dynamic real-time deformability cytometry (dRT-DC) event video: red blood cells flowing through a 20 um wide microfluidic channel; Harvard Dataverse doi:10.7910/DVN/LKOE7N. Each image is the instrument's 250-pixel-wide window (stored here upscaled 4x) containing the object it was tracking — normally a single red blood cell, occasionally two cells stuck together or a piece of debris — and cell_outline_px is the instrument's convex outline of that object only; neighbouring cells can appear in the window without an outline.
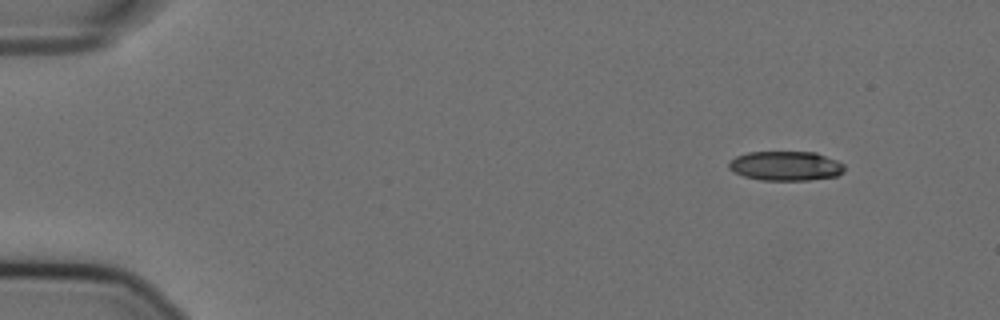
{"species": "Egyptian fruit bat (a non-hibernating species)", "species_latin": "Rousettus aegyptiacus", "temperature_condition": "cold", "stored_images_in_passage": 52, "camera_frame_rate_fps": 3000, "um_per_image_px": 0.085, "animal": {"sex": "female"}, "frame": {"image": 1, "passage_image": 1, "time_ms": 0.0, "image_size_px": [1000, 320], "cell_outline_px": [[844, 172], [836, 176], [808, 180], [760, 180], [744, 176], [728, 168], [728, 160], [736, 156], [748, 152], [816, 152], [836, 160], [844, 164]], "centroid_in_image_um": [66.77, 14.1], "position_along_channel_um": 18.2, "area_um2": 19.88}}
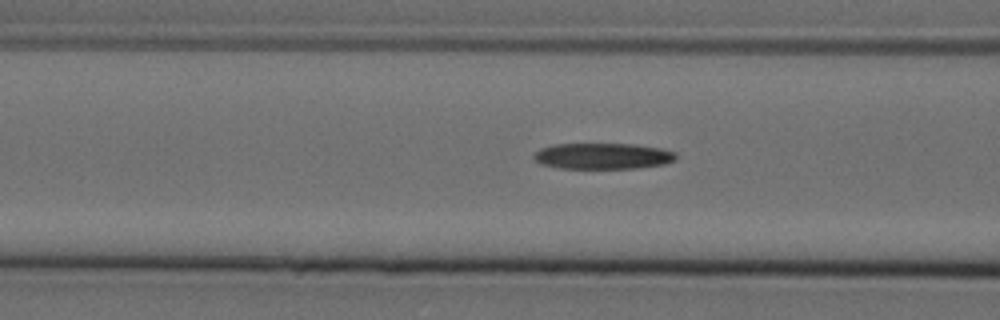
{"frame": {"image": 2, "passage_image": 18, "time_ms": 5.667, "image_size_px": [1000, 320], "cell_outline_px": [[676, 160], [664, 164], [640, 168], [560, 168], [540, 164], [532, 156], [540, 148], [556, 144], [632, 144], [660, 148], [676, 152]], "centroid_in_image_um": [51.25, 13.27], "position_along_channel_um": 115.4, "area_um2": 21.56}}
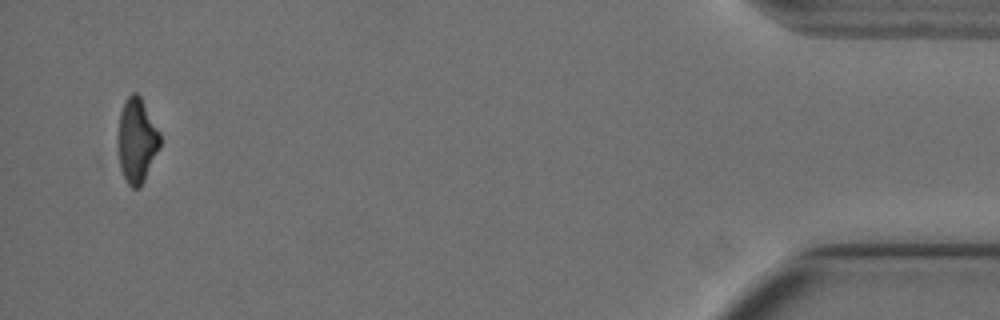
{"frame": {"image": 3, "passage_image": 50, "time_ms": 16.333, "image_size_px": [1000, 320], "cell_outline_px": [[160, 148], [140, 188], [132, 188], [128, 184], [120, 168], [120, 112], [124, 100], [132, 92], [136, 92], [140, 96], [160, 132]], "centroid_in_image_um": [11.66, 11.93], "position_along_channel_um": 423.5, "area_um2": 20.23}, "authors_computed_cell_mechanics": {"area_um2": 22.1085, "velocity_mm_per_s": 3.597, "shape_relaxation_time_tau1_ms": null, "shape_relaxation_time_tau2_ms": 5.1219, "deformation_change_tau1": null, "deformation_change_tau2": 0.1556}}